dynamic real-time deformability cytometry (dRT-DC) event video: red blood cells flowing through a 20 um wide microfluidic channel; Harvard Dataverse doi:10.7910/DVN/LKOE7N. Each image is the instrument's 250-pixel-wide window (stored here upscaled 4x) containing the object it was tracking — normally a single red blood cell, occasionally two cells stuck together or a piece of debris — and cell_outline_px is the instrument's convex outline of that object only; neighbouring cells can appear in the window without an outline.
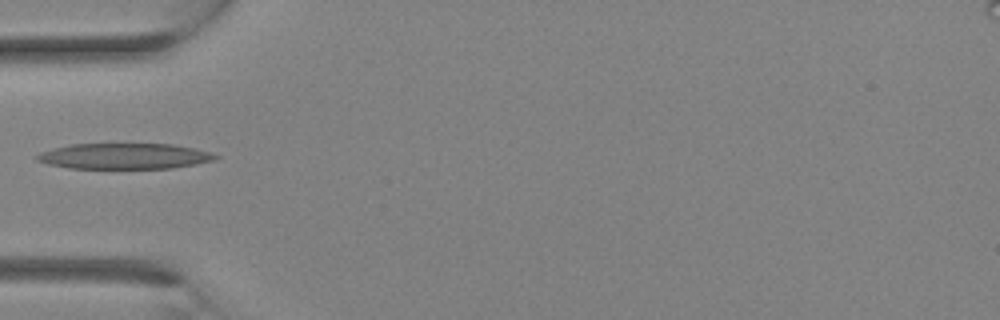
{"species": "Egyptian fruit bat (a non-hibernating species)", "species_latin": "Rousettus aegyptiacus", "temperature_condition": "room temperature", "stored_images_in_passage": 2, "camera_frame_rate_fps": 3000, "um_per_image_px": 0.085, "animal": {"sex": "female"}, "frame": {"image": 1, "passage_image": 1, "time_ms": 0.0, "image_size_px": [1000, 320], "cell_outline_px": [[220, 156], [216, 160], [196, 164], [172, 168], [68, 168], [48, 164], [36, 160], [36, 156], [40, 152], [72, 144], [172, 144], [196, 148], [212, 152]], "centroid_in_image_um": [10.64, 13.27], "position_along_channel_um": 74.4, "area_um2": 26.76}}